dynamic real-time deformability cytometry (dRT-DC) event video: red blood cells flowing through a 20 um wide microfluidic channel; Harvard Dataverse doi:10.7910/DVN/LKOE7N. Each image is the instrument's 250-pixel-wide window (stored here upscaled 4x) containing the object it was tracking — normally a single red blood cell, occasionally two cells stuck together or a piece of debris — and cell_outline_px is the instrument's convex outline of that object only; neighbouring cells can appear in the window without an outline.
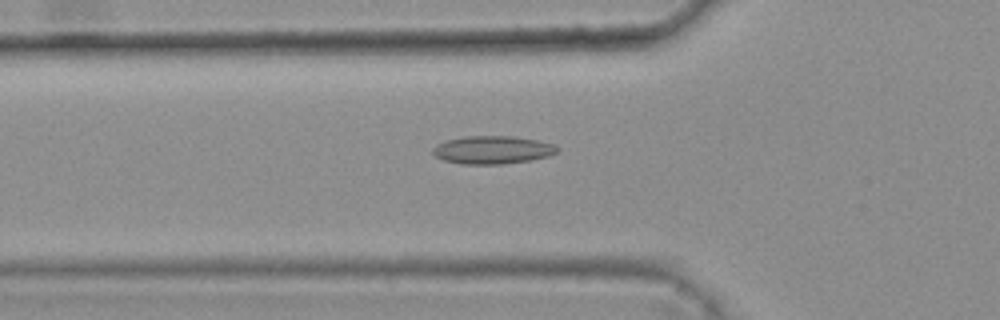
{"species": "common noctule bat (a hibernating species)", "species_latin": "Nyctalus noctula", "temperature_condition": "warm", "stored_images_in_passage": 47, "camera_frame_rate_fps": 3000, "um_per_image_px": 0.085, "animal": {"sex": "female", "body_mass_g": 25.1}, "frame": {"image": 1, "passage_image": 18, "time_ms": 5.667, "image_size_px": [1000, 320], "cell_outline_px": [[560, 148], [556, 152], [548, 156], [532, 160], [504, 164], [460, 164], [444, 160], [436, 156], [432, 152], [432, 148], [436, 144], [444, 140], [464, 136], [512, 136], [536, 140], [556, 144]], "centroid_in_image_um": [41.85, 12.74], "position_along_channel_um": 83.9, "area_um2": 20.52}}
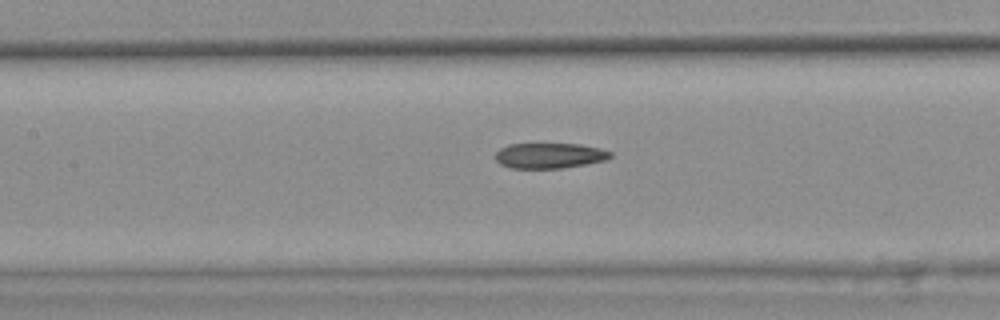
{"frame": {"image": 2, "passage_image": 24, "time_ms": 7.667, "image_size_px": [1000, 320], "cell_outline_px": [[612, 156], [608, 160], [560, 168], [512, 168], [500, 164], [496, 160], [496, 152], [500, 148], [508, 144], [580, 144], [600, 148], [612, 152]], "centroid_in_image_um": [46.72, 13.22], "position_along_channel_um": 160.7, "area_um2": 16.99}}
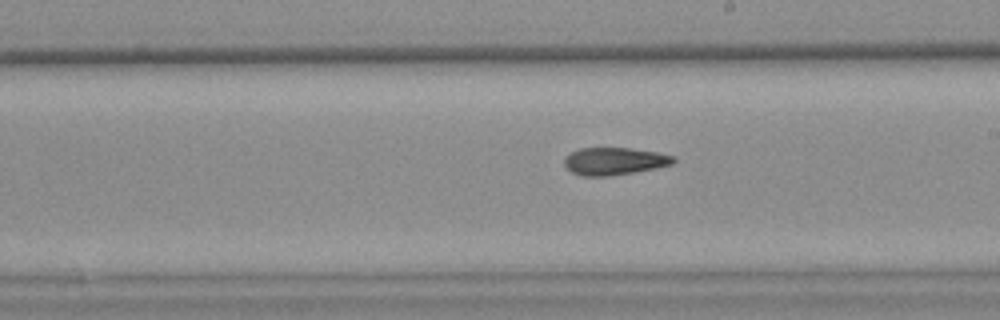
{"frame": {"image": 3, "passage_image": 30, "time_ms": 9.667, "image_size_px": [1000, 320], "cell_outline_px": [[676, 160], [672, 164], [656, 168], [608, 176], [580, 176], [572, 172], [564, 164], [564, 160], [572, 152], [580, 148], [632, 148], [656, 152], [672, 156]], "centroid_in_image_um": [52.21, 13.7], "position_along_channel_um": 236.8, "area_um2": 17.22}, "authors_computed_cell_mechanics": {"area_um2": 18.0336, "velocity_mm_per_s": 3.8173, "shape_relaxation_time_tau1_ms": null, "shape_relaxation_time_tau2_ms": 6.5968, "deformation_change_tau1": null, "deformation_change_tau2": 0.1648}}